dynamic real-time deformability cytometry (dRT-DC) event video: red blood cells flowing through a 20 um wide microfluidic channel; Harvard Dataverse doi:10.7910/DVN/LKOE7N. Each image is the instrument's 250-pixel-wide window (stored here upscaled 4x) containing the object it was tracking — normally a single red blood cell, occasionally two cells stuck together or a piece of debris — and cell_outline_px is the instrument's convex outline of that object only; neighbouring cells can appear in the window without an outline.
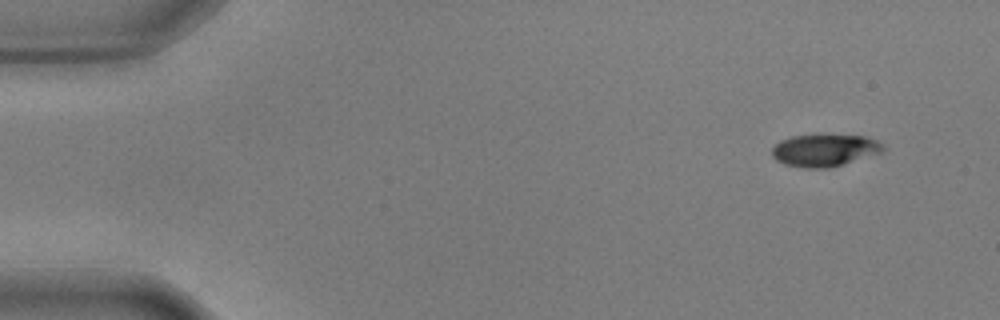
{"species": "common noctule bat (a hibernating species)", "species_latin": "Nyctalus noctula", "temperature_condition": "warm", "stored_images_in_passage": 53, "camera_frame_rate_fps": 3000, "um_per_image_px": 0.085, "animal": {"sex": "male", "body_mass_g": 17.9, "forearm_length_mm": 54.2}, "frame": {"image": 1, "passage_image": 1, "time_ms": 0.0, "image_size_px": [1000, 320], "cell_outline_px": [[884, 152], [828, 168], [804, 168], [784, 164], [776, 160], [772, 156], [772, 148], [780, 140], [792, 136], [816, 132], [864, 136], [876, 140], [884, 144]], "centroid_in_image_um": [70.08, 12.73], "position_along_channel_um": 14.9, "area_um2": 21.62}}
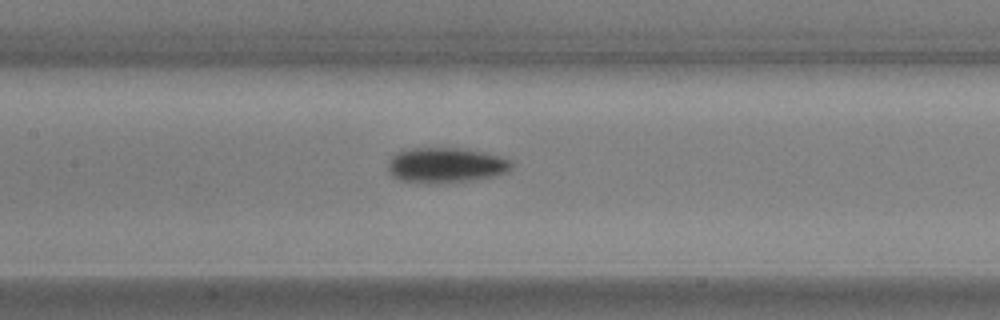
{"frame": {"image": 2, "passage_image": 23, "time_ms": 7.333, "image_size_px": [1000, 320], "cell_outline_px": [[512, 168], [508, 172], [492, 176], [468, 180], [400, 180], [392, 176], [388, 172], [388, 160], [396, 152], [412, 148], [460, 148], [484, 152], [500, 156], [512, 160]], "centroid_in_image_um": [37.91, 13.98], "position_along_channel_um": 169.5, "area_um2": 24.45}}
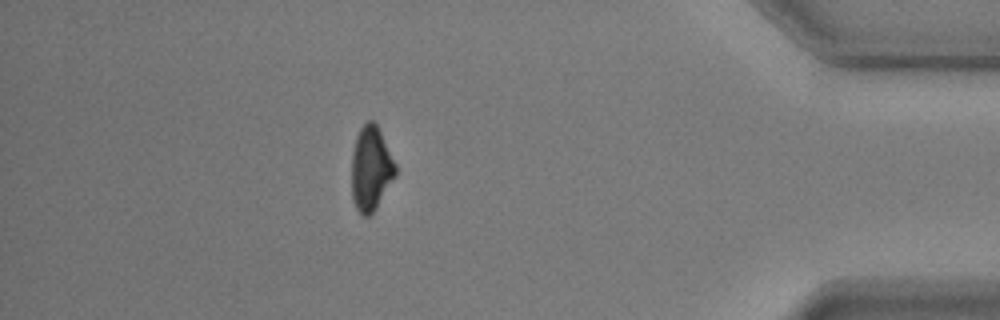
{"frame": {"image": 3, "passage_image": 46, "time_ms": 15.0, "image_size_px": [1000, 320], "cell_outline_px": [[396, 176], [376, 208], [368, 216], [364, 216], [356, 208], [352, 196], [352, 152], [356, 136], [360, 128], [368, 120], [372, 120], [380, 128], [396, 164]], "centroid_in_image_um": [31.54, 14.29], "position_along_channel_um": 403.7, "area_um2": 21.68}, "authors_computed_cell_mechanics": {"area_um2": 22.7154, "velocity_mm_per_s": 3.6026, "shape_relaxation_time_tau1_ms": 3.5953, "shape_relaxation_time_tau2_ms": null, "deformation_change_tau1": 0.1643, "deformation_change_tau2": null}}